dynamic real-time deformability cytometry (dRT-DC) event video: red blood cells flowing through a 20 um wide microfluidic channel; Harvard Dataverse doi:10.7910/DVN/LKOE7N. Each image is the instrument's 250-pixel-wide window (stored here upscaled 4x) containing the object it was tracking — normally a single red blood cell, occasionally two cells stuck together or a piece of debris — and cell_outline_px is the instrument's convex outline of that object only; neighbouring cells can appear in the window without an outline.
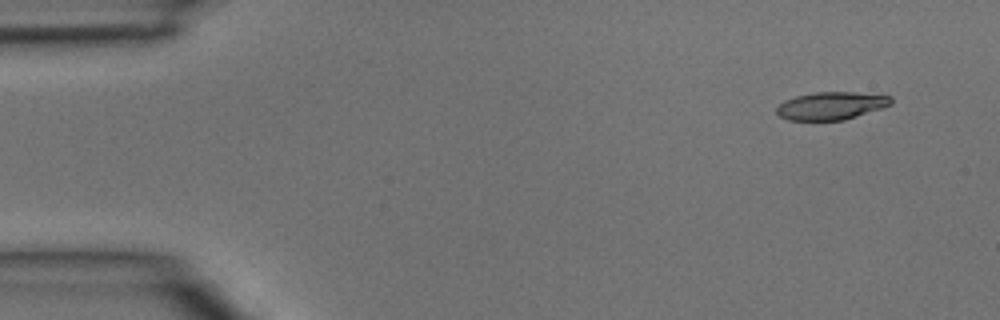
{"species": "common noctule bat (a hibernating species)", "species_latin": "Nyctalus noctula", "temperature_condition": "room temperature", "stored_images_in_passage": 4, "camera_frame_rate_fps": 3000, "um_per_image_px": 0.085, "animal": {"sex": "male", "body_mass_g": 15.6}, "frame": {"image": 1, "passage_image": 1, "time_ms": 0.0, "image_size_px": [1000, 320], "cell_outline_px": [[892, 104], [844, 120], [788, 120], [780, 116], [776, 112], [776, 108], [784, 100], [796, 96], [816, 92], [856, 92], [892, 96]], "centroid_in_image_um": [70.64, 8.98], "position_along_channel_um": 14.4, "area_um2": 18.38}}
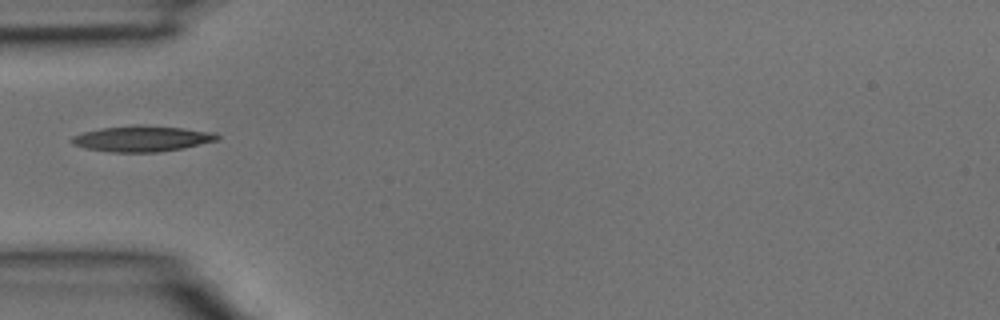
{"frame": {"image": 2, "passage_image": 4, "time_ms": 1.0, "image_size_px": [1000, 320], "cell_outline_px": [[220, 140], [184, 148], [160, 152], [112, 152], [84, 148], [72, 144], [68, 140], [72, 136], [84, 132], [100, 128], [140, 124], [184, 128], [216, 132], [220, 136]], "centroid_in_image_um": [12.1, 11.78], "position_along_channel_um": 72.9, "area_um2": 22.25}}